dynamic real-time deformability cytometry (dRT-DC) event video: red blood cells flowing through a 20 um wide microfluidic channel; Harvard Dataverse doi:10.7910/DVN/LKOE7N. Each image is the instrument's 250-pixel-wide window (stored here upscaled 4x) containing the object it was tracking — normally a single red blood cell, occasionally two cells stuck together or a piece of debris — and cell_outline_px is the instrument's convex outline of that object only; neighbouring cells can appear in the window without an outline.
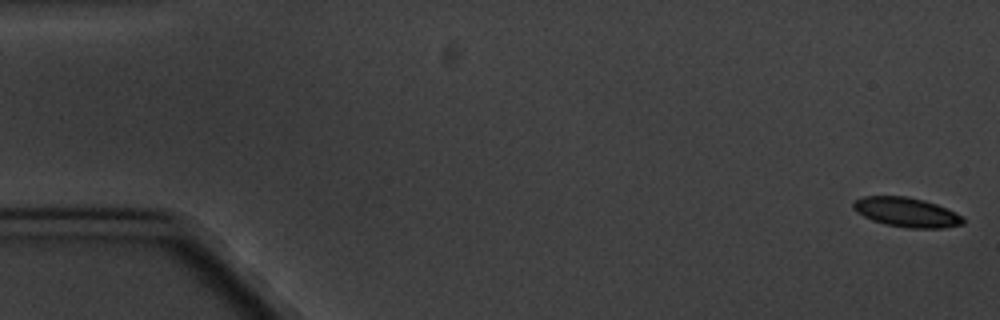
{"species": "common noctule bat (a hibernating species)", "species_latin": "Nyctalus noctula", "temperature_condition": "cold", "stored_images_in_passage": 6, "camera_frame_rate_fps": 3000, "um_per_image_px": 0.085, "animal": {"sex": "male", "body_mass_g": 20.1, "forearm_length_mm": 53.5}, "frame": {"image": 1, "passage_image": 1, "time_ms": 0.0, "image_size_px": [1000, 320], "cell_outline_px": [[964, 224], [944, 228], [908, 228], [884, 224], [872, 220], [856, 212], [852, 208], [852, 204], [856, 200], [864, 196], [908, 196], [924, 200], [936, 204], [956, 212], [964, 216]], "centroid_in_image_um": [77.07, 18.04], "position_along_channel_um": 7.9, "area_um2": 19.02}}
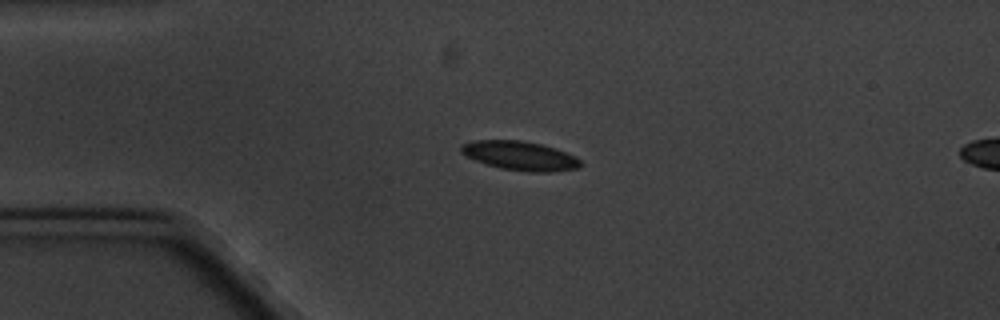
{"frame": {"image": 2, "passage_image": 5, "time_ms": 4.333, "image_size_px": [1000, 320], "cell_outline_px": [[580, 168], [552, 172], [528, 172], [500, 168], [484, 164], [464, 156], [460, 152], [460, 144], [476, 140], [520, 140], [540, 144], [556, 148], [576, 156], [580, 160]], "centroid_in_image_um": [44.17, 13.24], "position_along_channel_um": 40.8, "area_um2": 20.52}}